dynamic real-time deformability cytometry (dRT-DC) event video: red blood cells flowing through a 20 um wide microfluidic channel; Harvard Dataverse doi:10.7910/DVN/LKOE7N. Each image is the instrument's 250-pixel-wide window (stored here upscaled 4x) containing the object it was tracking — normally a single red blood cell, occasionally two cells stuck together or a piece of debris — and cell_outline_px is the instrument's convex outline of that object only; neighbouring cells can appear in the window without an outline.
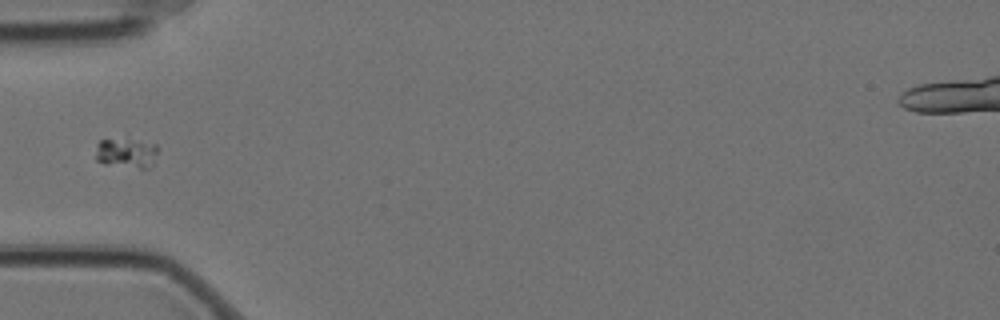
{"species": "Egyptian fruit bat (a non-hibernating species)", "species_latin": "Rousettus aegyptiacus", "temperature_condition": "cold", "stored_images_in_passage": 6, "camera_frame_rate_fps": 3000, "um_per_image_px": 0.085, "animal": {"sex": "female"}, "frame": {"image": 1, "passage_image": 4, "time_ms": 1.0, "image_size_px": [1000, 320], "cell_outline_px": [[156, 152], [152, 164], [148, 168], [140, 168], [104, 164], [96, 160], [96, 144], [100, 140], [112, 140], [156, 144]], "centroid_in_image_um": [10.68, 13.05], "position_along_channel_um": 74.3, "area_um2": 10.23}}
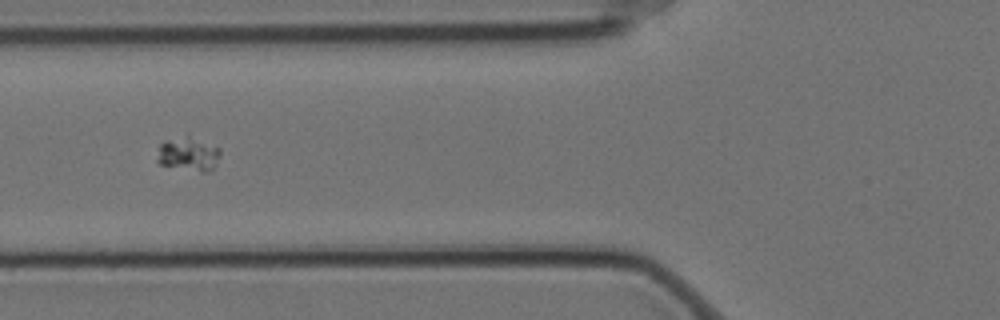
{"frame": {"image": 2, "passage_image": 5, "time_ms": 1.333, "image_size_px": [1000, 320], "cell_outline_px": [[220, 156], [216, 164], [208, 172], [200, 172], [160, 164], [156, 160], [160, 144], [164, 140], [188, 132], [220, 148]], "centroid_in_image_um": [16.02, 13.02], "position_along_channel_um": 109.8, "area_um2": 13.06}}
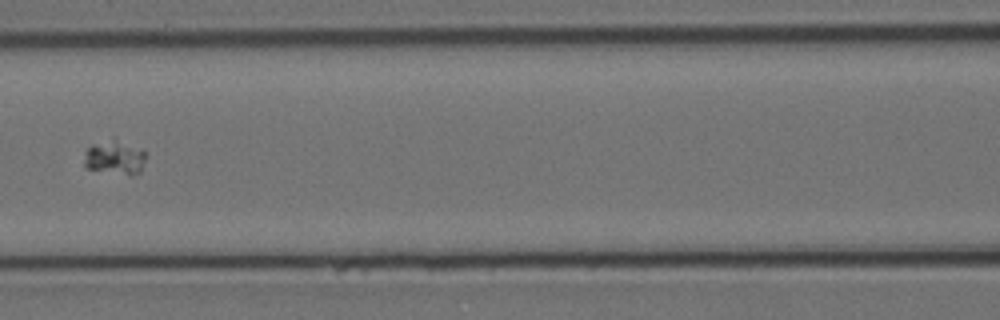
{"frame": {"image": 3, "passage_image": 6, "time_ms": 1.667, "image_size_px": [1000, 320], "cell_outline_px": [[144, 160], [140, 172], [132, 176], [128, 176], [84, 168], [84, 152], [92, 144], [112, 136], [144, 148]], "centroid_in_image_um": [9.75, 13.35], "position_along_channel_um": 156.9, "area_um2": 13.01}}